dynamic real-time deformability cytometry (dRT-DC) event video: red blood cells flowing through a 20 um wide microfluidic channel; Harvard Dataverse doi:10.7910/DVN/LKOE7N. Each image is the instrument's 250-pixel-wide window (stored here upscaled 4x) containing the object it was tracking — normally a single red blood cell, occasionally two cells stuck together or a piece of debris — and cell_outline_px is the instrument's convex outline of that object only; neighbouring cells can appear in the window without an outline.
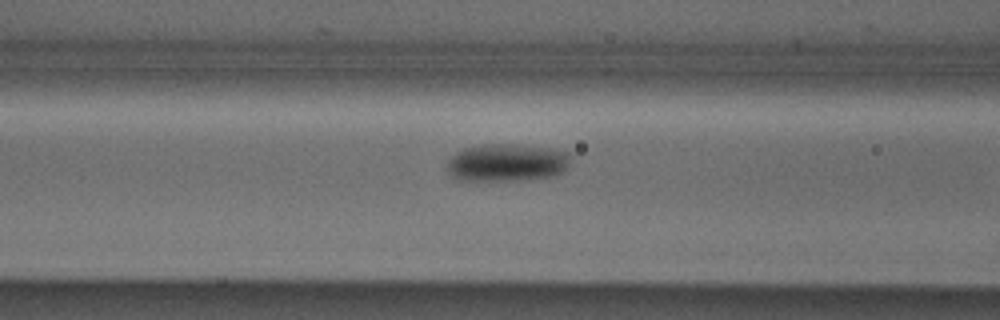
{"species": "Egyptian fruit bat (a non-hibernating species)", "species_latin": "Rousettus aegyptiacus", "temperature_condition": "cold", "stored_images_in_passage": 18, "camera_frame_rate_fps": 3000, "um_per_image_px": 0.085, "animal": {"sex": "male"}, "frame": {"image": 1, "passage_image": 16, "time_ms": 5.0, "image_size_px": [1000, 320], "cell_outline_px": [[572, 156], [568, 164], [560, 172], [552, 176], [504, 180], [456, 180], [452, 176], [448, 168], [448, 160], [456, 152], [464, 148], [484, 144], [512, 144], [548, 148], [568, 152]], "centroid_in_image_um": [43.05, 13.8], "position_along_channel_um": 123.5, "area_um2": 26.65}}